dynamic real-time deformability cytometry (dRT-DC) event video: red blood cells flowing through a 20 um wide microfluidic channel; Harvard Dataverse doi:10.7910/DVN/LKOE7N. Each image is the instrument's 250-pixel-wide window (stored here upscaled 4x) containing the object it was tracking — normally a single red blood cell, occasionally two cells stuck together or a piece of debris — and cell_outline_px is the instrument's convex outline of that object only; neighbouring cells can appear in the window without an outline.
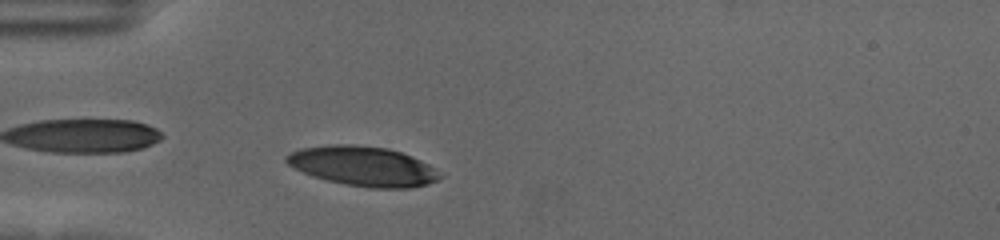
{"species": "human", "species_latin": "Homo sapiens", "temperature_condition": "cold", "stored_images_in_passage": 44, "camera_frame_rate_fps": 3000, "um_per_image_px": 0.085, "donor": {"sex": "female"}, "frame": {"image": 1, "passage_image": 7, "time_ms": 2.0, "image_size_px": [1000, 240], "cell_outline_px": [[444, 176], [428, 184], [408, 188], [368, 188], [344, 184], [312, 176], [288, 164], [284, 160], [284, 156], [300, 148], [328, 144], [352, 144], [388, 148], [412, 156], [428, 164]], "centroid_in_image_um": [30.85, 14.12], "position_along_channel_um": 54.2, "area_um2": 35.49}}
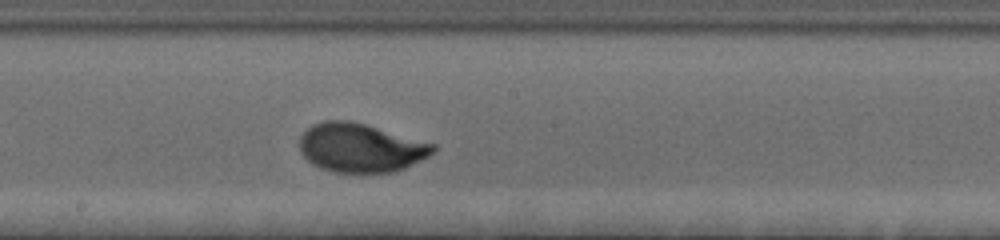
{"frame": {"image": 2, "passage_image": 22, "time_ms": 7.0, "image_size_px": [1000, 240], "cell_outline_px": [[436, 152], [396, 172], [332, 172], [320, 168], [312, 164], [300, 152], [300, 136], [312, 124], [324, 120], [348, 120], [364, 124], [436, 144]], "centroid_in_image_um": [30.64, 12.56], "position_along_channel_um": 217.6, "area_um2": 37.92}}
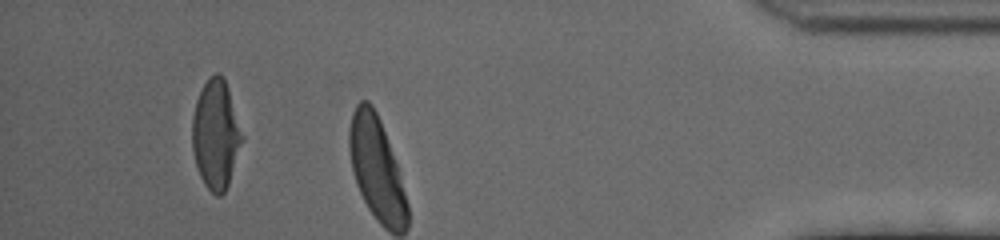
{"frame": {"image": 3, "passage_image": 41, "time_ms": 13.333, "image_size_px": [1000, 240], "cell_outline_px": [[244, 140], [228, 184], [224, 192], [220, 196], [216, 196], [204, 184], [200, 176], [196, 164], [192, 148], [192, 116], [196, 100], [204, 84], [216, 72], [220, 72], [224, 76], [244, 136]], "centroid_in_image_um": [18.35, 11.43], "position_along_channel_um": 416.8, "area_um2": 31.79}, "authors_computed_cell_mechanics": {"area_um2": 36.8186, "velocity_mm_per_s": 3.4886, "shape_relaxation_time_tau1_ms": 2.9475, "shape_relaxation_time_tau2_ms": null, "deformation_change_tau1": 0.1845, "deformation_change_tau2": null}}